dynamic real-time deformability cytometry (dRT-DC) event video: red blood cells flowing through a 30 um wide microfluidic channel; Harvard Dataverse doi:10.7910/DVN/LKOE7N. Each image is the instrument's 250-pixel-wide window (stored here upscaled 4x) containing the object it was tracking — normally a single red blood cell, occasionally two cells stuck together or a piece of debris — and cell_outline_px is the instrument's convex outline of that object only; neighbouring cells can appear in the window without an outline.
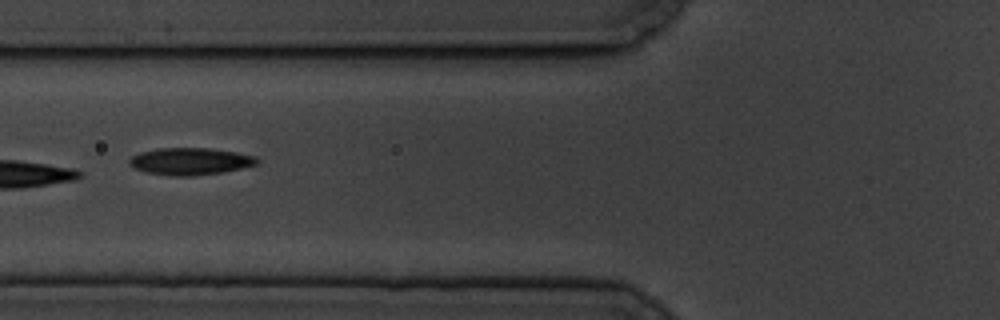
{"species": "common noctule bat (a hibernating species)", "species_latin": "Nyctalus noctula", "temperature_condition": "cold", "stored_images_in_passage": 13, "camera_frame_rate_fps": 3000, "um_per_image_px": 0.085, "animal": {"sex": "male", "body_mass_g": 19.5, "forearm_length_mm": 54.6}, "frame": {"image": 1, "passage_image": 4, "time_ms": 4.333, "image_size_px": [1000, 320], "cell_outline_px": [[260, 160], [256, 164], [244, 168], [224, 172], [192, 176], [172, 176], [148, 172], [136, 168], [128, 164], [128, 160], [132, 156], [140, 152], [156, 148], [208, 148], [236, 152], [256, 156]], "centroid_in_image_um": [16.19, 13.71], "position_along_channel_um": 109.6, "area_um2": 20.23}}
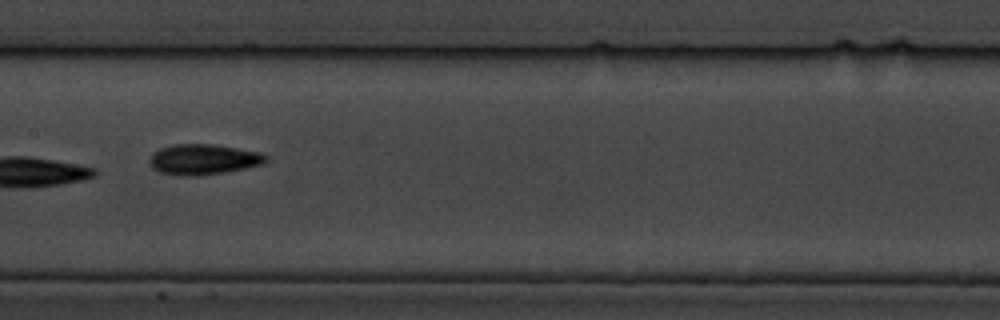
{"frame": {"image": 2, "passage_image": 6, "time_ms": 6.667, "image_size_px": [1000, 320], "cell_outline_px": [[268, 160], [264, 164], [244, 168], [196, 176], [180, 176], [160, 172], [152, 168], [148, 160], [152, 152], [160, 148], [172, 144], [212, 144], [260, 152], [268, 156]], "centroid_in_image_um": [17.25, 13.54], "position_along_channel_um": 190.2, "area_um2": 20.69}, "authors_computed_cell_mechanics": {"area_um2": 19.0162, "velocity_mm_per_s": 3.4372, "shape_relaxation_time_tau1_ms": 2.5434, "shape_relaxation_time_tau2_ms": null, "deformation_change_tau1": 0.057, "deformation_change_tau2": null}}